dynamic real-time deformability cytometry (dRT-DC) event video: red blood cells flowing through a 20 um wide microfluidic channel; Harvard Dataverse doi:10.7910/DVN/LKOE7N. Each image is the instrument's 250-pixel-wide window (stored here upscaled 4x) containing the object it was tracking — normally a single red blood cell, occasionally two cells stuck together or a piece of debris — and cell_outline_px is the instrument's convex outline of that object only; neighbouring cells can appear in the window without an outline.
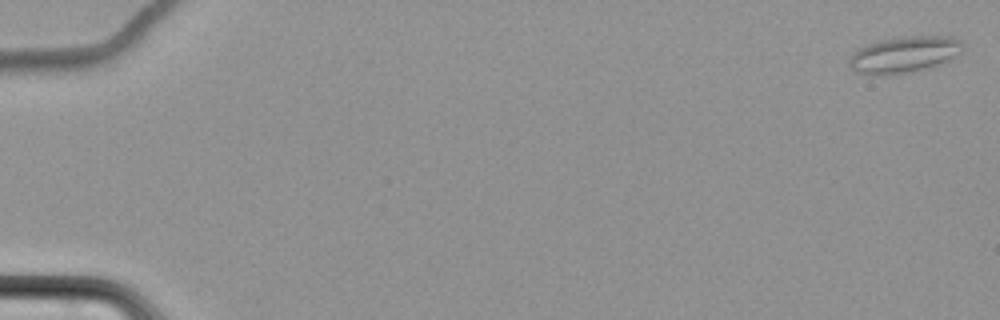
{"species": "common noctule bat (a hibernating species)", "species_latin": "Nyctalus noctula", "temperature_condition": "cold", "stored_images_in_passage": 8, "camera_frame_rate_fps": 3000, "um_per_image_px": 0.085, "animal": {"sex": "female", "body_mass_g": 22.7, "forearm_length_mm": 54.2}, "frame": {"image": 1, "passage_image": 1, "time_ms": 0.0, "image_size_px": [1000, 320], "cell_outline_px": [[964, 48], [960, 52], [940, 64], [932, 68], [912, 72], [888, 76], [876, 76], [852, 72], [848, 64], [848, 60], [860, 48], [868, 44], [880, 40], [908, 36], [952, 36], [960, 40], [964, 44]], "centroid_in_image_um": [76.85, 4.67], "position_along_channel_um": 8.2, "area_um2": 24.45}}
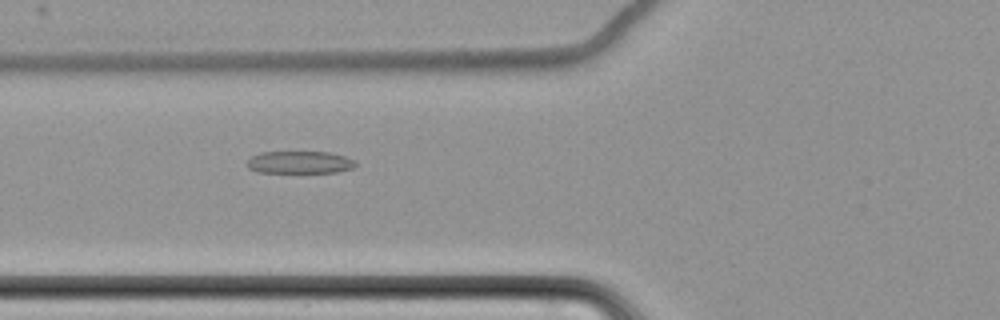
{"frame": {"image": 2, "passage_image": 7, "time_ms": 8.0, "image_size_px": [1000, 320], "cell_outline_px": [[356, 164], [352, 168], [336, 172], [256, 172], [248, 168], [248, 160], [252, 156], [260, 152], [328, 152], [344, 156], [356, 160]], "centroid_in_image_um": [25.47, 13.79], "position_along_channel_um": 100.3, "area_um2": 14.05}}
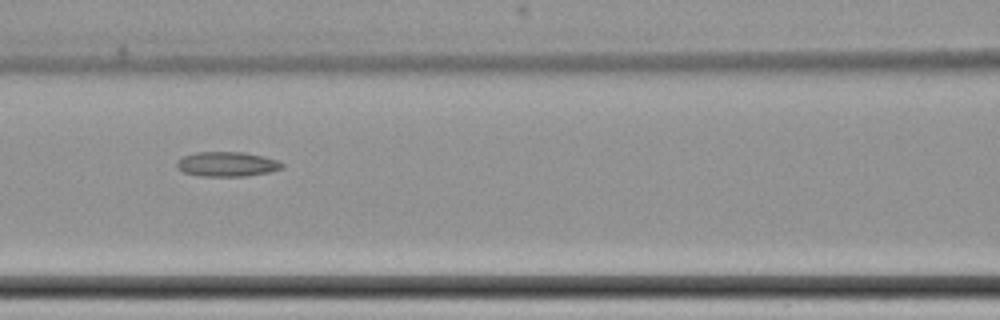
{"frame": {"image": 3, "passage_image": 8, "time_ms": 9.333, "image_size_px": [1000, 320], "cell_outline_px": [[284, 168], [268, 172], [248, 176], [200, 176], [184, 172], [176, 168], [176, 160], [184, 156], [196, 152], [244, 152], [264, 156], [276, 160], [284, 164]], "centroid_in_image_um": [19.28, 13.95], "position_along_channel_um": 147.3, "area_um2": 15.26}}